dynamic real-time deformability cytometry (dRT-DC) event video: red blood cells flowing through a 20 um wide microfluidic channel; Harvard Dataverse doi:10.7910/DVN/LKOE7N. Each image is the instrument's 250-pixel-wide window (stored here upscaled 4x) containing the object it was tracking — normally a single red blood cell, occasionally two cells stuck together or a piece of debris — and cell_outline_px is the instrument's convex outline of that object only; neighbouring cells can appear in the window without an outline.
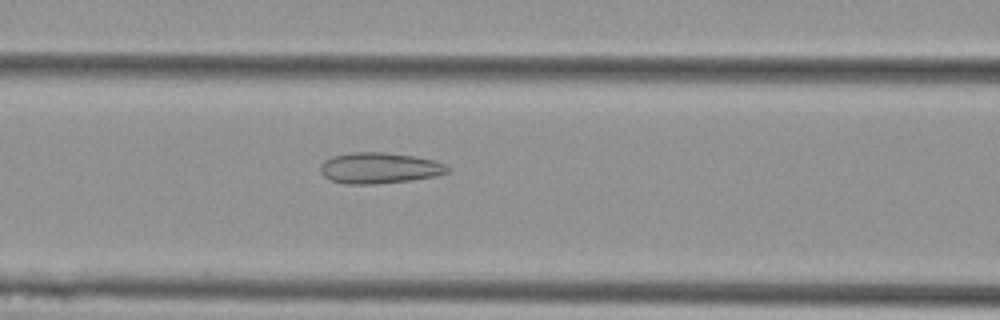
{"species": "Egyptian fruit bat (a non-hibernating species)", "species_latin": "Rousettus aegyptiacus", "temperature_condition": "cold", "stored_images_in_passage": 55, "camera_frame_rate_fps": 3000, "um_per_image_px": 0.085, "animal": {"sex": "female"}, "frame": {"image": 1, "passage_image": 23, "time_ms": 7.333, "image_size_px": [1000, 320], "cell_outline_px": [[452, 168], [448, 172], [436, 176], [412, 180], [376, 184], [348, 184], [332, 180], [324, 176], [320, 172], [320, 164], [324, 160], [332, 156], [352, 152], [384, 152], [416, 156], [432, 160], [444, 164]], "centroid_in_image_um": [32.25, 14.28], "position_along_channel_um": 134.4, "area_um2": 23.06}}
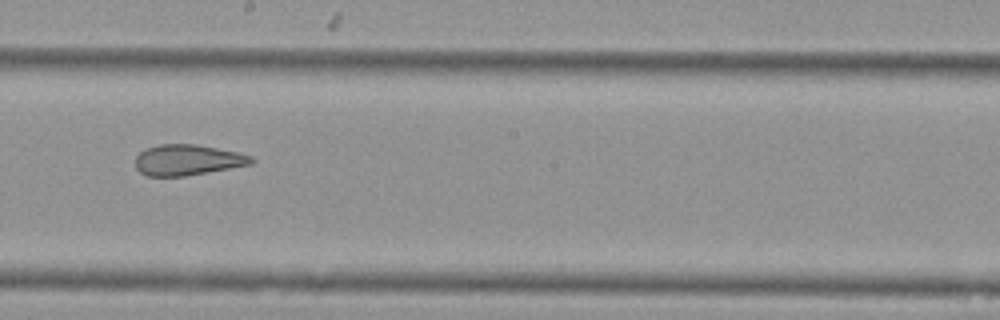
{"frame": {"image": 2, "passage_image": 31, "time_ms": 10.0, "image_size_px": [1000, 320], "cell_outline_px": [[256, 160], [252, 164], [184, 176], [148, 176], [140, 172], [136, 168], [136, 156], [140, 152], [148, 148], [160, 144], [196, 144], [240, 152], [252, 156]], "centroid_in_image_um": [15.97, 13.59], "position_along_channel_um": 232.2, "area_um2": 20.75}}
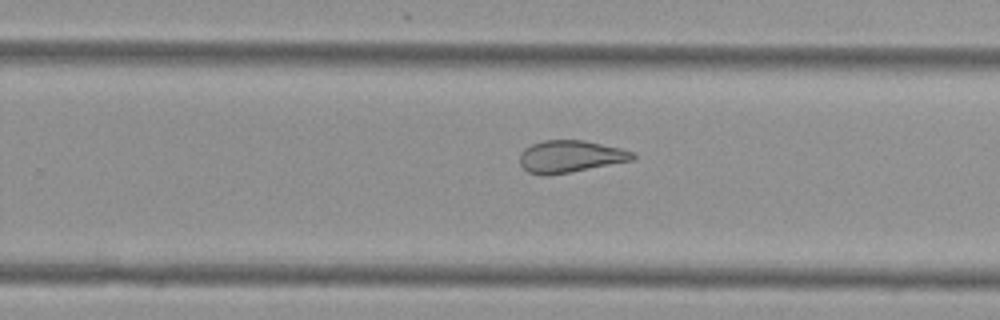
{"frame": {"image": 3, "passage_image": 35, "time_ms": 11.333, "image_size_px": [1000, 320], "cell_outline_px": [[636, 156], [632, 160], [548, 176], [544, 176], [528, 172], [520, 164], [520, 152], [524, 148], [532, 144], [544, 140], [584, 140], [620, 148], [636, 152]], "centroid_in_image_um": [48.45, 13.29], "position_along_channel_um": 281.3, "area_um2": 21.1}, "authors_computed_cell_mechanics": {"area_um2": 26.9926, "velocity_mm_per_s": 3.6846, "shape_relaxation_time_tau1_ms": null, "shape_relaxation_time_tau2_ms": 2.464, "deformation_change_tau1": null, "deformation_change_tau2": 0.0894}}